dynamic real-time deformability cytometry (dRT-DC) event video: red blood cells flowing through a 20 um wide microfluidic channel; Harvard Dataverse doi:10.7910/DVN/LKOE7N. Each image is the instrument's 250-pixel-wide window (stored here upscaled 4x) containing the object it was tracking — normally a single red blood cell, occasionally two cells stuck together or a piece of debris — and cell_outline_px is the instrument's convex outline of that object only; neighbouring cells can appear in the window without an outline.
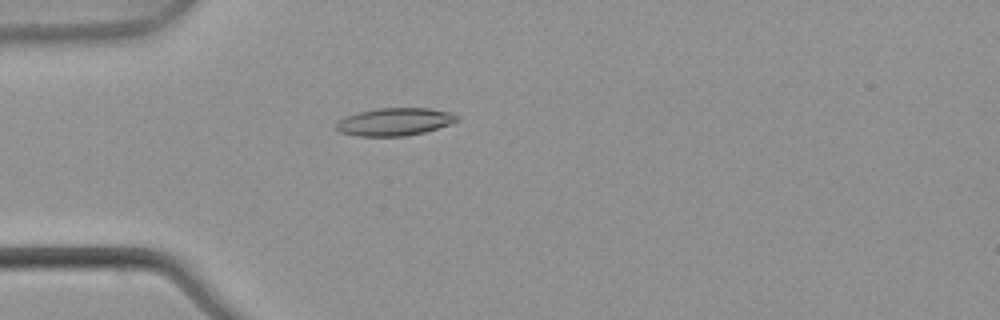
{"species": "common noctule bat (a hibernating species)", "species_latin": "Nyctalus noctula", "temperature_condition": "warm", "stored_images_in_passage": 5, "camera_frame_rate_fps": 3000, "um_per_image_px": 0.085, "animal": {"sex": "male", "body_mass_g": 21.5, "forearm_length_mm": 52.0}, "frame": {"image": 1, "passage_image": 4, "time_ms": 1.0, "image_size_px": [1000, 320], "cell_outline_px": [[460, 120], [424, 132], [404, 136], [360, 136], [340, 132], [336, 128], [336, 124], [340, 120], [348, 116], [360, 112], [376, 108], [428, 108], [452, 112]], "centroid_in_image_um": [33.56, 10.35], "position_along_channel_um": 51.4, "area_um2": 19.19}}